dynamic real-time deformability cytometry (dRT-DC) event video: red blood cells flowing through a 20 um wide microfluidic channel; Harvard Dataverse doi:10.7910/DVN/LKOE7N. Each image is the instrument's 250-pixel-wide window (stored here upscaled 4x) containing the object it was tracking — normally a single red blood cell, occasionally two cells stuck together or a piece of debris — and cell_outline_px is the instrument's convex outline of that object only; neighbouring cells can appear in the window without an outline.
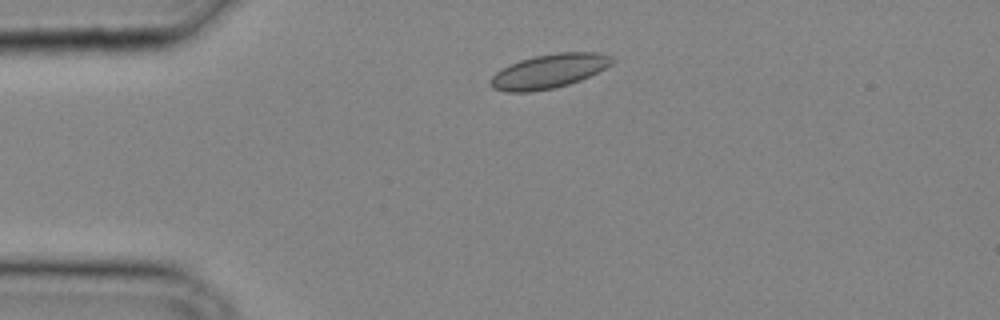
{"species": "common noctule bat (a hibernating species)", "species_latin": "Nyctalus noctula", "temperature_condition": "cold", "stored_images_in_passage": 24, "camera_frame_rate_fps": 3000, "um_per_image_px": 0.085, "animal": {"sex": "male", "body_mass_g": 20.4}, "frame": {"image": 1, "passage_image": 1, "time_ms": 0.0, "image_size_px": [1000, 320], "cell_outline_px": [[616, 60], [612, 64], [580, 80], [568, 84], [552, 88], [532, 92], [508, 92], [492, 88], [488, 84], [488, 80], [500, 68], [508, 64], [520, 60], [536, 56], [556, 52], [596, 52], [612, 56]], "centroid_in_image_um": [46.62, 6.05], "position_along_channel_um": 38.4, "area_um2": 24.28}}
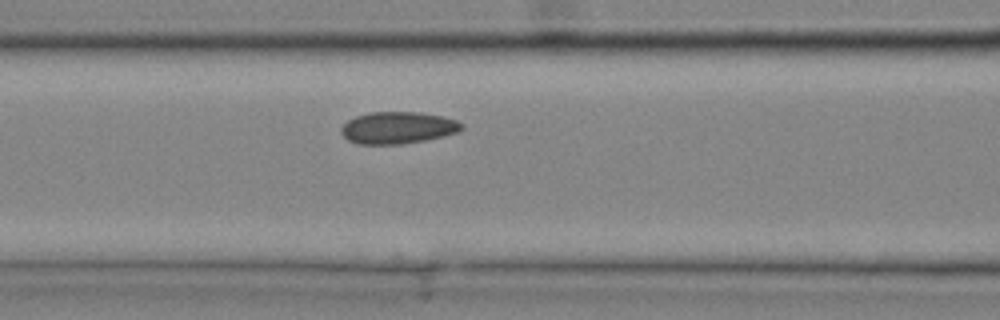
{"frame": {"image": 2, "passage_image": 8, "time_ms": 2.333, "image_size_px": [1000, 320], "cell_outline_px": [[464, 128], [460, 132], [444, 136], [424, 140], [400, 144], [356, 144], [348, 140], [340, 132], [340, 128], [348, 120], [356, 116], [372, 112], [420, 112], [440, 116], [456, 120], [464, 124]], "centroid_in_image_um": [33.83, 10.86], "position_along_channel_um": 132.8, "area_um2": 22.48}}
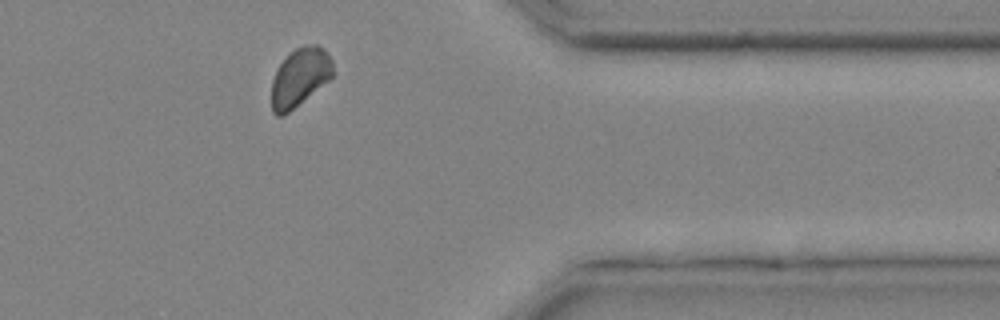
{"frame": {"image": 3, "passage_image": 23, "time_ms": 7.333, "image_size_px": [1000, 320], "cell_outline_px": [[332, 76], [328, 80], [288, 112], [280, 116], [276, 116], [272, 112], [272, 80], [276, 68], [288, 52], [304, 44], [316, 44], [324, 48], [328, 52], [332, 60]], "centroid_in_image_um": [25.46, 6.51], "position_along_channel_um": 385.9, "area_um2": 20.81}}